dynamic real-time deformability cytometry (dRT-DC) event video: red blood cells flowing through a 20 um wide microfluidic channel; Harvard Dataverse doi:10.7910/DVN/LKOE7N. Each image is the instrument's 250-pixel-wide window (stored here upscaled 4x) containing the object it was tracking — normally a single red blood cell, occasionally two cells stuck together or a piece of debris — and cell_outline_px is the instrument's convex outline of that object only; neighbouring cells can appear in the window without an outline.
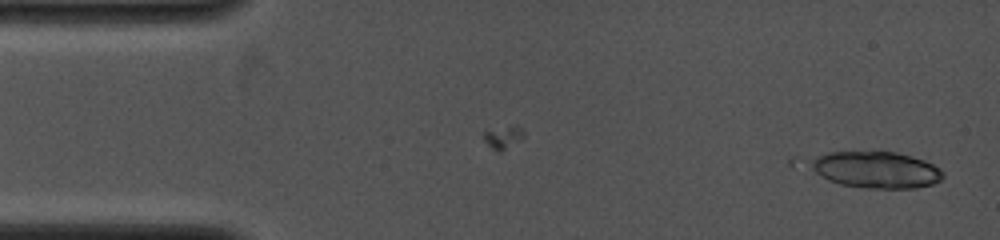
{"species": "common noctule bat (a hibernating species)", "species_latin": "Nyctalus noctula", "temperature_condition": "cold", "stored_images_in_passage": 5, "camera_frame_rate_fps": 4000, "um_per_image_px": 0.085, "animal": {"sex": "female", "body_mass_g": 19.0, "forearm_length_mm": 53.3}, "frame": {"image": 1, "passage_image": 1, "time_ms": 0.0, "image_size_px": [1000, 240], "cell_outline_px": [[944, 176], [940, 180], [932, 184], [916, 188], [864, 188], [840, 184], [792, 168], [788, 164], [788, 160], [792, 156], [828, 152], [896, 152], [924, 160], [940, 168], [944, 172]], "centroid_in_image_um": [73.88, 14.38], "position_along_channel_um": 11.1, "area_um2": 31.15}}